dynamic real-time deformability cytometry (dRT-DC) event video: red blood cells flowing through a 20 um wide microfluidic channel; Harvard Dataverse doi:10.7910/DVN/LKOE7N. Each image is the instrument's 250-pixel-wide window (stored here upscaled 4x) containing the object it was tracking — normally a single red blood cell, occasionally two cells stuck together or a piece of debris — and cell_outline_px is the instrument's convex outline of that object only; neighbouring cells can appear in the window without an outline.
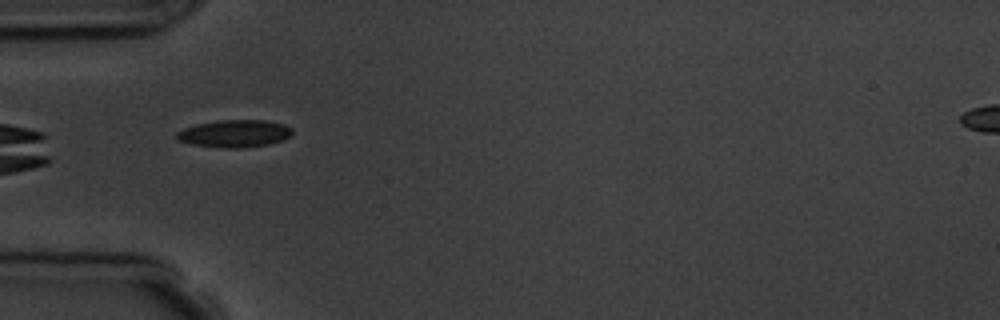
{"species": "common noctule bat (a hibernating species)", "species_latin": "Nyctalus noctula", "temperature_condition": "room temperature", "stored_images_in_passage": 7, "camera_frame_rate_fps": 3000, "um_per_image_px": 0.085, "animal": {"sex": "male", "body_mass_g": 19.5, "forearm_length_mm": 54.6}, "frame": {"image": 1, "passage_image": 5, "time_ms": 4.667, "image_size_px": [1000, 320], "cell_outline_px": [[292, 136], [268, 144], [240, 148], [220, 148], [192, 144], [176, 140], [176, 132], [184, 128], [196, 124], [216, 120], [264, 120], [284, 124], [292, 128]], "centroid_in_image_um": [19.91, 11.35], "position_along_channel_um": 65.1, "area_um2": 18.55}}